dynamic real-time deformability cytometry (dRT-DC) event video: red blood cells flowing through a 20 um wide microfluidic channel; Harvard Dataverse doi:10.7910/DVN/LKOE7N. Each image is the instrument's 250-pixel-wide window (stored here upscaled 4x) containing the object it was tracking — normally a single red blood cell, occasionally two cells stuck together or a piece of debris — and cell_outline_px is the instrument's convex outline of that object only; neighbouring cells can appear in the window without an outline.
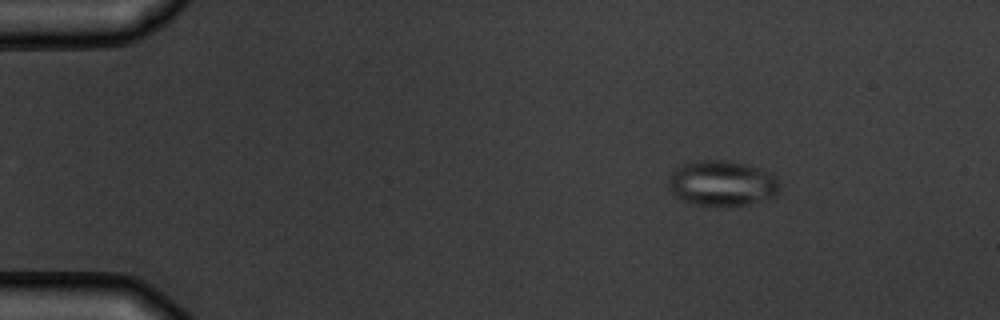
{"species": "common noctule bat (a hibernating species)", "species_latin": "Nyctalus noctula", "temperature_condition": "warm", "stored_images_in_passage": 8, "camera_frame_rate_fps": 3000, "um_per_image_px": 0.085, "animal": {"sex": "male", "body_mass_g": 19.5, "forearm_length_mm": 54.6}, "frame": {"image": 1, "passage_image": 1, "time_ms": 0.0, "image_size_px": [1000, 320], "cell_outline_px": [[780, 192], [776, 196], [748, 204], [716, 208], [692, 204], [680, 200], [668, 188], [668, 180], [672, 172], [676, 168], [692, 160], [728, 160], [748, 164], [768, 172], [776, 176], [780, 184]], "centroid_in_image_um": [61.37, 15.6], "position_along_channel_um": 23.6, "area_um2": 30.23}}